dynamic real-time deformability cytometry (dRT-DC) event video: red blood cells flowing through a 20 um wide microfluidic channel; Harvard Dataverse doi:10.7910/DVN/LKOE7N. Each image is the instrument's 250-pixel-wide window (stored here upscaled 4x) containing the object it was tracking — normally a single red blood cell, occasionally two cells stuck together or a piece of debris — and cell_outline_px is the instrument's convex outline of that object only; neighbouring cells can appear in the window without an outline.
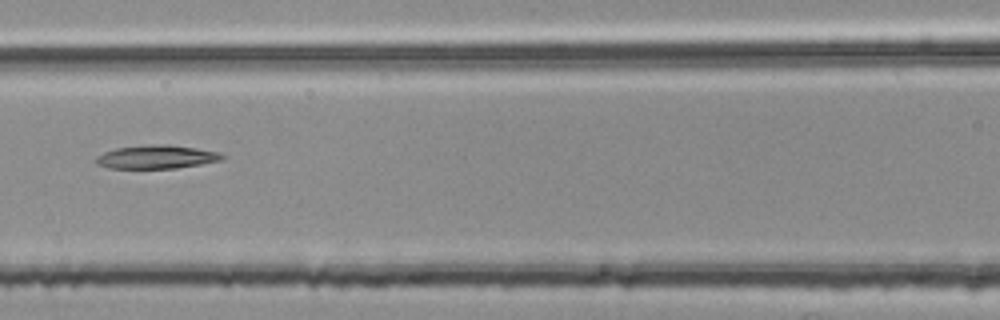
{"species": "common noctule bat (a hibernating species)", "species_latin": "Nyctalus noctula", "temperature_condition": "room temperature", "stored_images_in_passage": 8, "camera_frame_rate_fps": 3000, "um_per_image_px": 0.085, "animal": {"sex": "female", "body_mass_g": 25.1}, "frame": {"image": 1, "passage_image": 8, "time_ms": 2.333, "image_size_px": [1000, 320], "cell_outline_px": [[224, 156], [220, 160], [200, 164], [176, 168], [108, 168], [96, 164], [96, 156], [104, 152], [116, 148], [144, 144], [168, 144], [196, 148], [220, 152]], "centroid_in_image_um": [13.27, 13.33], "position_along_channel_um": 153.3, "area_um2": 17.28}}